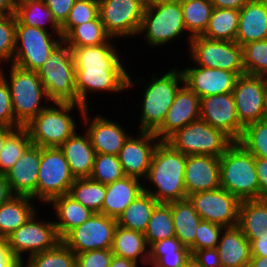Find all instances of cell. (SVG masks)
Masks as SVG:
<instances>
[{"label": "cell", "mask_w": 267, "mask_h": 267, "mask_svg": "<svg viewBox=\"0 0 267 267\" xmlns=\"http://www.w3.org/2000/svg\"><path fill=\"white\" fill-rule=\"evenodd\" d=\"M75 179L59 147H41L37 205L46 206L52 199L68 194Z\"/></svg>", "instance_id": "4fadbf2b"}, {"label": "cell", "mask_w": 267, "mask_h": 267, "mask_svg": "<svg viewBox=\"0 0 267 267\" xmlns=\"http://www.w3.org/2000/svg\"><path fill=\"white\" fill-rule=\"evenodd\" d=\"M158 204L149 193H141L116 219L117 225L145 233L153 209Z\"/></svg>", "instance_id": "e575fe53"}, {"label": "cell", "mask_w": 267, "mask_h": 267, "mask_svg": "<svg viewBox=\"0 0 267 267\" xmlns=\"http://www.w3.org/2000/svg\"><path fill=\"white\" fill-rule=\"evenodd\" d=\"M111 250L115 256L148 266L149 246L143 232L117 225Z\"/></svg>", "instance_id": "f546056e"}, {"label": "cell", "mask_w": 267, "mask_h": 267, "mask_svg": "<svg viewBox=\"0 0 267 267\" xmlns=\"http://www.w3.org/2000/svg\"><path fill=\"white\" fill-rule=\"evenodd\" d=\"M68 194L94 213L102 214V206L106 195L105 184L94 181L89 177L76 178Z\"/></svg>", "instance_id": "f35d334b"}, {"label": "cell", "mask_w": 267, "mask_h": 267, "mask_svg": "<svg viewBox=\"0 0 267 267\" xmlns=\"http://www.w3.org/2000/svg\"><path fill=\"white\" fill-rule=\"evenodd\" d=\"M99 16L113 39H136L146 7L145 0H98Z\"/></svg>", "instance_id": "5bb4252c"}, {"label": "cell", "mask_w": 267, "mask_h": 267, "mask_svg": "<svg viewBox=\"0 0 267 267\" xmlns=\"http://www.w3.org/2000/svg\"><path fill=\"white\" fill-rule=\"evenodd\" d=\"M21 267H76V255L60 241L51 250L27 257Z\"/></svg>", "instance_id": "b9f144b4"}, {"label": "cell", "mask_w": 267, "mask_h": 267, "mask_svg": "<svg viewBox=\"0 0 267 267\" xmlns=\"http://www.w3.org/2000/svg\"><path fill=\"white\" fill-rule=\"evenodd\" d=\"M14 14L22 25L61 34V25L55 20L44 0H22L16 3Z\"/></svg>", "instance_id": "1f68e13d"}, {"label": "cell", "mask_w": 267, "mask_h": 267, "mask_svg": "<svg viewBox=\"0 0 267 267\" xmlns=\"http://www.w3.org/2000/svg\"><path fill=\"white\" fill-rule=\"evenodd\" d=\"M0 267H21V262L11 254L4 238H0Z\"/></svg>", "instance_id": "6f0895ef"}, {"label": "cell", "mask_w": 267, "mask_h": 267, "mask_svg": "<svg viewBox=\"0 0 267 267\" xmlns=\"http://www.w3.org/2000/svg\"><path fill=\"white\" fill-rule=\"evenodd\" d=\"M188 198L202 220L224 228L238 225L241 201L223 188L196 192Z\"/></svg>", "instance_id": "2e32d148"}, {"label": "cell", "mask_w": 267, "mask_h": 267, "mask_svg": "<svg viewBox=\"0 0 267 267\" xmlns=\"http://www.w3.org/2000/svg\"><path fill=\"white\" fill-rule=\"evenodd\" d=\"M191 251L177 237L156 241L149 246L148 266L183 267Z\"/></svg>", "instance_id": "d6a6232c"}, {"label": "cell", "mask_w": 267, "mask_h": 267, "mask_svg": "<svg viewBox=\"0 0 267 267\" xmlns=\"http://www.w3.org/2000/svg\"><path fill=\"white\" fill-rule=\"evenodd\" d=\"M20 1H22V0H14L15 3H18V2H20Z\"/></svg>", "instance_id": "89a4df30"}, {"label": "cell", "mask_w": 267, "mask_h": 267, "mask_svg": "<svg viewBox=\"0 0 267 267\" xmlns=\"http://www.w3.org/2000/svg\"><path fill=\"white\" fill-rule=\"evenodd\" d=\"M13 196L5 174H0V206Z\"/></svg>", "instance_id": "91938a15"}, {"label": "cell", "mask_w": 267, "mask_h": 267, "mask_svg": "<svg viewBox=\"0 0 267 267\" xmlns=\"http://www.w3.org/2000/svg\"><path fill=\"white\" fill-rule=\"evenodd\" d=\"M98 16V0H76L66 21L61 25L62 38H64L75 26L95 20Z\"/></svg>", "instance_id": "7dc6e473"}, {"label": "cell", "mask_w": 267, "mask_h": 267, "mask_svg": "<svg viewBox=\"0 0 267 267\" xmlns=\"http://www.w3.org/2000/svg\"><path fill=\"white\" fill-rule=\"evenodd\" d=\"M37 73L52 102L77 103L72 50L64 40L54 48Z\"/></svg>", "instance_id": "ba28073f"}, {"label": "cell", "mask_w": 267, "mask_h": 267, "mask_svg": "<svg viewBox=\"0 0 267 267\" xmlns=\"http://www.w3.org/2000/svg\"><path fill=\"white\" fill-rule=\"evenodd\" d=\"M180 3L187 33L192 38L202 36L214 8L210 0H182Z\"/></svg>", "instance_id": "74e56055"}, {"label": "cell", "mask_w": 267, "mask_h": 267, "mask_svg": "<svg viewBox=\"0 0 267 267\" xmlns=\"http://www.w3.org/2000/svg\"><path fill=\"white\" fill-rule=\"evenodd\" d=\"M116 41L111 38L107 43L98 46L71 48L75 67L77 104L91 108L88 99L91 95L97 93L100 95L119 93L120 95L121 92L128 91L130 71L127 68L128 65L125 66L121 49L114 44L117 43Z\"/></svg>", "instance_id": "6da1fadb"}, {"label": "cell", "mask_w": 267, "mask_h": 267, "mask_svg": "<svg viewBox=\"0 0 267 267\" xmlns=\"http://www.w3.org/2000/svg\"><path fill=\"white\" fill-rule=\"evenodd\" d=\"M200 119L223 131L234 142L239 141L244 130L237 116L233 93L200 98Z\"/></svg>", "instance_id": "ffe728a7"}, {"label": "cell", "mask_w": 267, "mask_h": 267, "mask_svg": "<svg viewBox=\"0 0 267 267\" xmlns=\"http://www.w3.org/2000/svg\"><path fill=\"white\" fill-rule=\"evenodd\" d=\"M192 65L181 67L184 84L199 98L209 95L232 93L237 78L236 73L223 69Z\"/></svg>", "instance_id": "44dd1931"}, {"label": "cell", "mask_w": 267, "mask_h": 267, "mask_svg": "<svg viewBox=\"0 0 267 267\" xmlns=\"http://www.w3.org/2000/svg\"><path fill=\"white\" fill-rule=\"evenodd\" d=\"M138 35H143V42L152 50L168 47V43L171 47L184 35L188 36V48L192 39L186 30L180 2L146 5Z\"/></svg>", "instance_id": "52a82bcc"}, {"label": "cell", "mask_w": 267, "mask_h": 267, "mask_svg": "<svg viewBox=\"0 0 267 267\" xmlns=\"http://www.w3.org/2000/svg\"><path fill=\"white\" fill-rule=\"evenodd\" d=\"M85 109L77 103L51 102L24 127L29 132L32 144L40 147H60L80 129L78 121L81 120ZM76 111L80 113V119L77 120L73 115Z\"/></svg>", "instance_id": "277c9868"}, {"label": "cell", "mask_w": 267, "mask_h": 267, "mask_svg": "<svg viewBox=\"0 0 267 267\" xmlns=\"http://www.w3.org/2000/svg\"><path fill=\"white\" fill-rule=\"evenodd\" d=\"M111 37L106 33L100 16L95 20L75 26L63 40L70 48L98 46L107 43Z\"/></svg>", "instance_id": "ab89813d"}, {"label": "cell", "mask_w": 267, "mask_h": 267, "mask_svg": "<svg viewBox=\"0 0 267 267\" xmlns=\"http://www.w3.org/2000/svg\"><path fill=\"white\" fill-rule=\"evenodd\" d=\"M131 73L128 76L127 90L139 83L140 86L142 83L144 85L142 100H139L142 101L140 105L141 111H139L141 114H139V118L136 117L139 119L137 120L139 126L137 130L154 132L162 124L176 93L184 85L182 70L175 65L168 68V71L161 72L162 74L159 76L158 74H152L149 81H146L145 78H140V76L138 77L139 79L133 80L134 76L132 75L131 77Z\"/></svg>", "instance_id": "7a4b0ae2"}, {"label": "cell", "mask_w": 267, "mask_h": 267, "mask_svg": "<svg viewBox=\"0 0 267 267\" xmlns=\"http://www.w3.org/2000/svg\"><path fill=\"white\" fill-rule=\"evenodd\" d=\"M224 227L202 220L197 229L195 242L189 247L191 254L196 250L217 248Z\"/></svg>", "instance_id": "681fc988"}, {"label": "cell", "mask_w": 267, "mask_h": 267, "mask_svg": "<svg viewBox=\"0 0 267 267\" xmlns=\"http://www.w3.org/2000/svg\"><path fill=\"white\" fill-rule=\"evenodd\" d=\"M220 160V187L240 201L259 199L255 157L239 142H234Z\"/></svg>", "instance_id": "8992f818"}, {"label": "cell", "mask_w": 267, "mask_h": 267, "mask_svg": "<svg viewBox=\"0 0 267 267\" xmlns=\"http://www.w3.org/2000/svg\"><path fill=\"white\" fill-rule=\"evenodd\" d=\"M175 237L190 247L195 242L196 229L202 221L189 198L170 202Z\"/></svg>", "instance_id": "836d02e7"}, {"label": "cell", "mask_w": 267, "mask_h": 267, "mask_svg": "<svg viewBox=\"0 0 267 267\" xmlns=\"http://www.w3.org/2000/svg\"><path fill=\"white\" fill-rule=\"evenodd\" d=\"M166 142L184 155L221 157L234 141L223 131L202 119L195 120L176 131Z\"/></svg>", "instance_id": "9c48e42d"}, {"label": "cell", "mask_w": 267, "mask_h": 267, "mask_svg": "<svg viewBox=\"0 0 267 267\" xmlns=\"http://www.w3.org/2000/svg\"><path fill=\"white\" fill-rule=\"evenodd\" d=\"M130 134L118 154L126 176L144 181L147 177L152 157L161 142L153 132L138 131Z\"/></svg>", "instance_id": "d6986e66"}, {"label": "cell", "mask_w": 267, "mask_h": 267, "mask_svg": "<svg viewBox=\"0 0 267 267\" xmlns=\"http://www.w3.org/2000/svg\"><path fill=\"white\" fill-rule=\"evenodd\" d=\"M266 85L265 76L243 74L237 78L232 93L237 116L243 127L263 120Z\"/></svg>", "instance_id": "ac0fdd59"}, {"label": "cell", "mask_w": 267, "mask_h": 267, "mask_svg": "<svg viewBox=\"0 0 267 267\" xmlns=\"http://www.w3.org/2000/svg\"><path fill=\"white\" fill-rule=\"evenodd\" d=\"M259 199H267V158L255 157Z\"/></svg>", "instance_id": "11a10c76"}, {"label": "cell", "mask_w": 267, "mask_h": 267, "mask_svg": "<svg viewBox=\"0 0 267 267\" xmlns=\"http://www.w3.org/2000/svg\"><path fill=\"white\" fill-rule=\"evenodd\" d=\"M40 158L41 147L31 144L5 173L13 195L29 196L37 202V178Z\"/></svg>", "instance_id": "603a6c76"}, {"label": "cell", "mask_w": 267, "mask_h": 267, "mask_svg": "<svg viewBox=\"0 0 267 267\" xmlns=\"http://www.w3.org/2000/svg\"><path fill=\"white\" fill-rule=\"evenodd\" d=\"M16 16H0V67L13 61L15 52ZM3 64V65H2Z\"/></svg>", "instance_id": "c3c4849f"}, {"label": "cell", "mask_w": 267, "mask_h": 267, "mask_svg": "<svg viewBox=\"0 0 267 267\" xmlns=\"http://www.w3.org/2000/svg\"><path fill=\"white\" fill-rule=\"evenodd\" d=\"M32 144L25 127L17 128L6 140L0 151V174H5Z\"/></svg>", "instance_id": "7bdbcfd3"}, {"label": "cell", "mask_w": 267, "mask_h": 267, "mask_svg": "<svg viewBox=\"0 0 267 267\" xmlns=\"http://www.w3.org/2000/svg\"><path fill=\"white\" fill-rule=\"evenodd\" d=\"M0 125L20 128L22 127L14 116L10 89L5 79L0 75Z\"/></svg>", "instance_id": "f907efd6"}, {"label": "cell", "mask_w": 267, "mask_h": 267, "mask_svg": "<svg viewBox=\"0 0 267 267\" xmlns=\"http://www.w3.org/2000/svg\"><path fill=\"white\" fill-rule=\"evenodd\" d=\"M15 37L12 64L33 72H38L54 48L63 40L61 34L22 25L17 19Z\"/></svg>", "instance_id": "8fae6325"}, {"label": "cell", "mask_w": 267, "mask_h": 267, "mask_svg": "<svg viewBox=\"0 0 267 267\" xmlns=\"http://www.w3.org/2000/svg\"><path fill=\"white\" fill-rule=\"evenodd\" d=\"M250 242L251 255L267 257V230L260 235H245Z\"/></svg>", "instance_id": "9f6ffc18"}, {"label": "cell", "mask_w": 267, "mask_h": 267, "mask_svg": "<svg viewBox=\"0 0 267 267\" xmlns=\"http://www.w3.org/2000/svg\"><path fill=\"white\" fill-rule=\"evenodd\" d=\"M220 160L211 155H188L184 170L187 197L201 191L220 188Z\"/></svg>", "instance_id": "cb8c5ba5"}, {"label": "cell", "mask_w": 267, "mask_h": 267, "mask_svg": "<svg viewBox=\"0 0 267 267\" xmlns=\"http://www.w3.org/2000/svg\"><path fill=\"white\" fill-rule=\"evenodd\" d=\"M75 255L76 267H109L114 254L111 249H100Z\"/></svg>", "instance_id": "816d5d0a"}, {"label": "cell", "mask_w": 267, "mask_h": 267, "mask_svg": "<svg viewBox=\"0 0 267 267\" xmlns=\"http://www.w3.org/2000/svg\"><path fill=\"white\" fill-rule=\"evenodd\" d=\"M117 221L94 213L81 225L70 230L61 241L75 254L90 250L111 249Z\"/></svg>", "instance_id": "9a60e30c"}, {"label": "cell", "mask_w": 267, "mask_h": 267, "mask_svg": "<svg viewBox=\"0 0 267 267\" xmlns=\"http://www.w3.org/2000/svg\"><path fill=\"white\" fill-rule=\"evenodd\" d=\"M217 250L222 267H249L250 242L238 225L223 229Z\"/></svg>", "instance_id": "4316f807"}, {"label": "cell", "mask_w": 267, "mask_h": 267, "mask_svg": "<svg viewBox=\"0 0 267 267\" xmlns=\"http://www.w3.org/2000/svg\"><path fill=\"white\" fill-rule=\"evenodd\" d=\"M76 0H44L47 7L52 11L55 20L62 25L71 11Z\"/></svg>", "instance_id": "f5cc1de1"}, {"label": "cell", "mask_w": 267, "mask_h": 267, "mask_svg": "<svg viewBox=\"0 0 267 267\" xmlns=\"http://www.w3.org/2000/svg\"><path fill=\"white\" fill-rule=\"evenodd\" d=\"M90 108H86L82 115V130L88 134L91 145L96 154H109L118 156L125 141L128 139L129 131L122 124L107 118L105 114L90 116ZM84 125V126H83Z\"/></svg>", "instance_id": "e0dca14e"}, {"label": "cell", "mask_w": 267, "mask_h": 267, "mask_svg": "<svg viewBox=\"0 0 267 267\" xmlns=\"http://www.w3.org/2000/svg\"><path fill=\"white\" fill-rule=\"evenodd\" d=\"M143 183L140 179L125 176L106 184L102 214L117 219L127 206L144 192Z\"/></svg>", "instance_id": "83f0119b"}, {"label": "cell", "mask_w": 267, "mask_h": 267, "mask_svg": "<svg viewBox=\"0 0 267 267\" xmlns=\"http://www.w3.org/2000/svg\"><path fill=\"white\" fill-rule=\"evenodd\" d=\"M263 120L267 121V85H266V93H265Z\"/></svg>", "instance_id": "a7ac6f4b"}, {"label": "cell", "mask_w": 267, "mask_h": 267, "mask_svg": "<svg viewBox=\"0 0 267 267\" xmlns=\"http://www.w3.org/2000/svg\"><path fill=\"white\" fill-rule=\"evenodd\" d=\"M38 213L37 210L25 224L5 238L11 254L21 263L33 254L53 249L61 241L53 219H42Z\"/></svg>", "instance_id": "30bf717a"}, {"label": "cell", "mask_w": 267, "mask_h": 267, "mask_svg": "<svg viewBox=\"0 0 267 267\" xmlns=\"http://www.w3.org/2000/svg\"><path fill=\"white\" fill-rule=\"evenodd\" d=\"M238 142L254 157L267 158V121L246 125Z\"/></svg>", "instance_id": "ee69618b"}, {"label": "cell", "mask_w": 267, "mask_h": 267, "mask_svg": "<svg viewBox=\"0 0 267 267\" xmlns=\"http://www.w3.org/2000/svg\"><path fill=\"white\" fill-rule=\"evenodd\" d=\"M125 176L118 156L109 154L95 155L93 169L89 178L106 185Z\"/></svg>", "instance_id": "f6af8a7d"}, {"label": "cell", "mask_w": 267, "mask_h": 267, "mask_svg": "<svg viewBox=\"0 0 267 267\" xmlns=\"http://www.w3.org/2000/svg\"><path fill=\"white\" fill-rule=\"evenodd\" d=\"M267 33V0H250L239 10L236 42L262 41Z\"/></svg>", "instance_id": "d4e9b609"}, {"label": "cell", "mask_w": 267, "mask_h": 267, "mask_svg": "<svg viewBox=\"0 0 267 267\" xmlns=\"http://www.w3.org/2000/svg\"><path fill=\"white\" fill-rule=\"evenodd\" d=\"M183 267H203L198 260L194 257L193 254L190 255V257L186 260Z\"/></svg>", "instance_id": "03108f58"}, {"label": "cell", "mask_w": 267, "mask_h": 267, "mask_svg": "<svg viewBox=\"0 0 267 267\" xmlns=\"http://www.w3.org/2000/svg\"><path fill=\"white\" fill-rule=\"evenodd\" d=\"M5 66L10 69H3L2 66L0 75L9 86L15 120L24 127L52 101L48 98L37 72L23 69L12 63Z\"/></svg>", "instance_id": "5b68a950"}, {"label": "cell", "mask_w": 267, "mask_h": 267, "mask_svg": "<svg viewBox=\"0 0 267 267\" xmlns=\"http://www.w3.org/2000/svg\"><path fill=\"white\" fill-rule=\"evenodd\" d=\"M193 255L203 267H222L217 248L196 250Z\"/></svg>", "instance_id": "db71d44e"}, {"label": "cell", "mask_w": 267, "mask_h": 267, "mask_svg": "<svg viewBox=\"0 0 267 267\" xmlns=\"http://www.w3.org/2000/svg\"><path fill=\"white\" fill-rule=\"evenodd\" d=\"M249 267H267V257L251 256Z\"/></svg>", "instance_id": "e7e4bbea"}, {"label": "cell", "mask_w": 267, "mask_h": 267, "mask_svg": "<svg viewBox=\"0 0 267 267\" xmlns=\"http://www.w3.org/2000/svg\"><path fill=\"white\" fill-rule=\"evenodd\" d=\"M239 10L213 8L203 37L211 40L235 41L238 32Z\"/></svg>", "instance_id": "d590c367"}, {"label": "cell", "mask_w": 267, "mask_h": 267, "mask_svg": "<svg viewBox=\"0 0 267 267\" xmlns=\"http://www.w3.org/2000/svg\"><path fill=\"white\" fill-rule=\"evenodd\" d=\"M188 52L189 59L197 66L223 69L238 76L246 74L243 47L236 41L211 40L196 36L190 40Z\"/></svg>", "instance_id": "7c38bea8"}, {"label": "cell", "mask_w": 267, "mask_h": 267, "mask_svg": "<svg viewBox=\"0 0 267 267\" xmlns=\"http://www.w3.org/2000/svg\"><path fill=\"white\" fill-rule=\"evenodd\" d=\"M49 204L52 207H49ZM46 206L52 208L58 237L62 239L70 230L88 220L94 212L84 207L69 194L52 199Z\"/></svg>", "instance_id": "f1b7e54d"}, {"label": "cell", "mask_w": 267, "mask_h": 267, "mask_svg": "<svg viewBox=\"0 0 267 267\" xmlns=\"http://www.w3.org/2000/svg\"><path fill=\"white\" fill-rule=\"evenodd\" d=\"M238 226L244 235L263 234L267 230V199L241 201Z\"/></svg>", "instance_id": "8d00e7d4"}, {"label": "cell", "mask_w": 267, "mask_h": 267, "mask_svg": "<svg viewBox=\"0 0 267 267\" xmlns=\"http://www.w3.org/2000/svg\"><path fill=\"white\" fill-rule=\"evenodd\" d=\"M185 164L186 155L173 149L166 141H161L143 181L144 192L149 193L158 203L188 198L184 184Z\"/></svg>", "instance_id": "3957f363"}, {"label": "cell", "mask_w": 267, "mask_h": 267, "mask_svg": "<svg viewBox=\"0 0 267 267\" xmlns=\"http://www.w3.org/2000/svg\"><path fill=\"white\" fill-rule=\"evenodd\" d=\"M140 264L125 258L113 255L109 267H140Z\"/></svg>", "instance_id": "94428289"}, {"label": "cell", "mask_w": 267, "mask_h": 267, "mask_svg": "<svg viewBox=\"0 0 267 267\" xmlns=\"http://www.w3.org/2000/svg\"><path fill=\"white\" fill-rule=\"evenodd\" d=\"M78 129L69 137L59 148L66 158L70 170L75 178L90 177L94 159L95 150L91 145L88 134L83 130L80 134Z\"/></svg>", "instance_id": "484cf974"}, {"label": "cell", "mask_w": 267, "mask_h": 267, "mask_svg": "<svg viewBox=\"0 0 267 267\" xmlns=\"http://www.w3.org/2000/svg\"><path fill=\"white\" fill-rule=\"evenodd\" d=\"M242 47L246 74L267 77V41H252Z\"/></svg>", "instance_id": "bcb514c9"}, {"label": "cell", "mask_w": 267, "mask_h": 267, "mask_svg": "<svg viewBox=\"0 0 267 267\" xmlns=\"http://www.w3.org/2000/svg\"><path fill=\"white\" fill-rule=\"evenodd\" d=\"M17 128L1 126L0 125V151L2 150L5 140L16 130Z\"/></svg>", "instance_id": "be15d7a7"}, {"label": "cell", "mask_w": 267, "mask_h": 267, "mask_svg": "<svg viewBox=\"0 0 267 267\" xmlns=\"http://www.w3.org/2000/svg\"><path fill=\"white\" fill-rule=\"evenodd\" d=\"M15 6L14 0H0V16L14 14Z\"/></svg>", "instance_id": "6125c7cd"}, {"label": "cell", "mask_w": 267, "mask_h": 267, "mask_svg": "<svg viewBox=\"0 0 267 267\" xmlns=\"http://www.w3.org/2000/svg\"><path fill=\"white\" fill-rule=\"evenodd\" d=\"M144 235L148 246L156 241L175 237L170 203H158L155 206Z\"/></svg>", "instance_id": "60d3db41"}, {"label": "cell", "mask_w": 267, "mask_h": 267, "mask_svg": "<svg viewBox=\"0 0 267 267\" xmlns=\"http://www.w3.org/2000/svg\"><path fill=\"white\" fill-rule=\"evenodd\" d=\"M200 119V98L185 84L178 90L162 124L153 132L160 141H166L179 129Z\"/></svg>", "instance_id": "7402d4cb"}, {"label": "cell", "mask_w": 267, "mask_h": 267, "mask_svg": "<svg viewBox=\"0 0 267 267\" xmlns=\"http://www.w3.org/2000/svg\"><path fill=\"white\" fill-rule=\"evenodd\" d=\"M250 0H210L214 8H228L240 10Z\"/></svg>", "instance_id": "680465c9"}, {"label": "cell", "mask_w": 267, "mask_h": 267, "mask_svg": "<svg viewBox=\"0 0 267 267\" xmlns=\"http://www.w3.org/2000/svg\"><path fill=\"white\" fill-rule=\"evenodd\" d=\"M182 0H145L146 5H154L159 3H174L181 2Z\"/></svg>", "instance_id": "003e7915"}, {"label": "cell", "mask_w": 267, "mask_h": 267, "mask_svg": "<svg viewBox=\"0 0 267 267\" xmlns=\"http://www.w3.org/2000/svg\"><path fill=\"white\" fill-rule=\"evenodd\" d=\"M34 202L29 196L13 195L0 206V238L5 239L39 210Z\"/></svg>", "instance_id": "4dcf8cb0"}]
</instances>
